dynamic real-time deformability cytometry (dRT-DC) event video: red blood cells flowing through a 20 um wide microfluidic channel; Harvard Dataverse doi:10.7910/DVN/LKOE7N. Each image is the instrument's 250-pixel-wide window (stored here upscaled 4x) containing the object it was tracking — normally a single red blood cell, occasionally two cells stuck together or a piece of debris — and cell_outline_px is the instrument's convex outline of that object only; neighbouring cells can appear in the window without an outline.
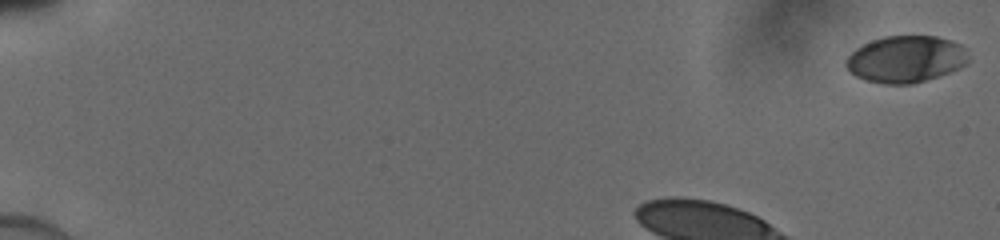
{"species": "human", "species_latin": "Homo sapiens", "temperature_condition": "cold", "stored_images_in_passage": 38, "camera_frame_rate_fps": 3000, "um_per_image_px": 0.085, "donor": {"sex": "male"}, "frame": {"image": 1, "passage_image": 1, "time_ms": 0.0, "image_size_px": [1000, 240], "cell_outline_px": [[968, 60], [964, 64], [948, 72], [912, 84], [884, 84], [864, 80], [856, 76], [844, 64], [848, 56], [856, 48], [872, 40], [884, 36], [936, 36], [952, 40], [960, 44], [968, 56]], "centroid_in_image_um": [76.96, 5.02], "position_along_channel_um": 8.0, "area_um2": 33.0}}
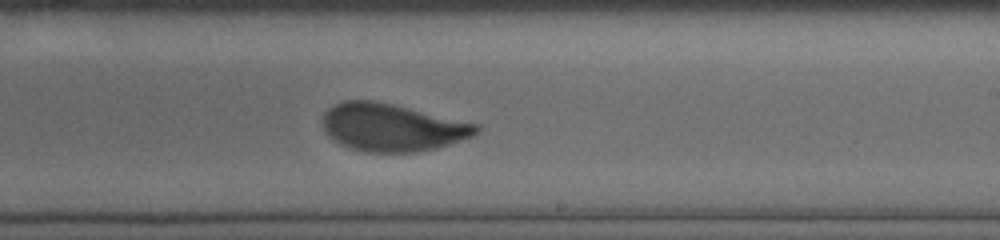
{"frame": {"image": 2, "passage_image": 26, "time_ms": 8.333, "image_size_px": [1000, 240], "cell_outline_px": [[480, 132], [472, 136], [436, 148], [416, 152], [364, 152], [340, 144], [328, 136], [324, 132], [324, 112], [328, 108], [344, 100], [372, 100], [392, 104], [480, 124]], "centroid_in_image_um": [33.33, 10.83], "position_along_channel_um": 255.7, "area_um2": 42.48}}
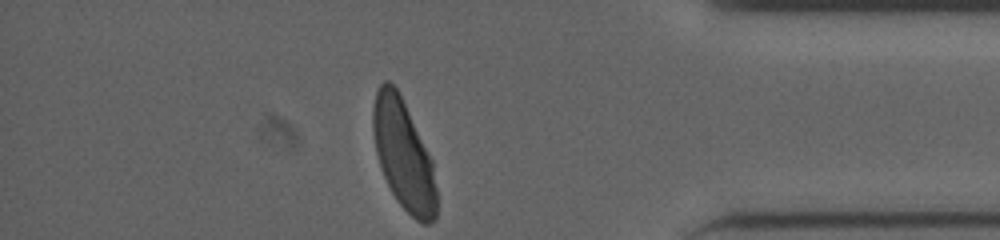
{"frame": {"image": 3, "passage_image": 38, "time_ms": 12.333, "image_size_px": [1000, 240], "cell_outline_px": [[436, 220], [428, 224], [424, 224], [416, 220], [400, 204], [392, 192], [384, 176], [376, 152], [372, 128], [372, 108], [376, 92], [380, 84], [384, 80], [388, 80], [396, 88], [432, 160], [436, 188]], "centroid_in_image_um": [34.28, 13.18], "position_along_channel_um": 400.9, "area_um2": 40.0}}